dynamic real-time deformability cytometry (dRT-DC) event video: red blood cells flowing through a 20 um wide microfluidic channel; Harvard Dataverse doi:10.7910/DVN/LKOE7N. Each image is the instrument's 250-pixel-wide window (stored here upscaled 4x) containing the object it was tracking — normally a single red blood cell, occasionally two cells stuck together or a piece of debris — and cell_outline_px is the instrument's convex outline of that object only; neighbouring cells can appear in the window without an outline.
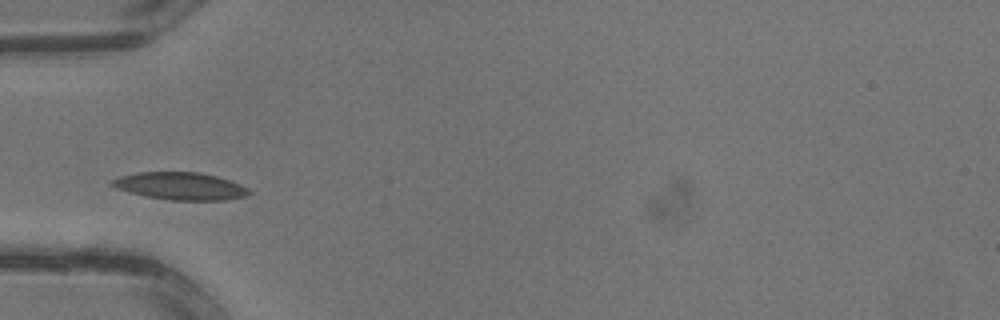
{"species": "common noctule bat (a hibernating species)", "species_latin": "Nyctalus noctula", "temperature_condition": "warm", "stored_images_in_passage": 1, "camera_frame_rate_fps": 3000, "um_per_image_px": 0.085, "animal": {"sex": "male", "body_mass_g": 13.3}, "frame": {"image": 1, "passage_image": 1, "time_ms": 0.0, "image_size_px": [1000, 320], "cell_outline_px": [[252, 192], [244, 196], [228, 200], [172, 200], [148, 196], [128, 192], [116, 188], [108, 184], [108, 180], [120, 176], [136, 172], [200, 172], [216, 176], [240, 184], [248, 188]], "centroid_in_image_um": [15.29, 15.81], "position_along_channel_um": 69.7, "area_um2": 21.96}}